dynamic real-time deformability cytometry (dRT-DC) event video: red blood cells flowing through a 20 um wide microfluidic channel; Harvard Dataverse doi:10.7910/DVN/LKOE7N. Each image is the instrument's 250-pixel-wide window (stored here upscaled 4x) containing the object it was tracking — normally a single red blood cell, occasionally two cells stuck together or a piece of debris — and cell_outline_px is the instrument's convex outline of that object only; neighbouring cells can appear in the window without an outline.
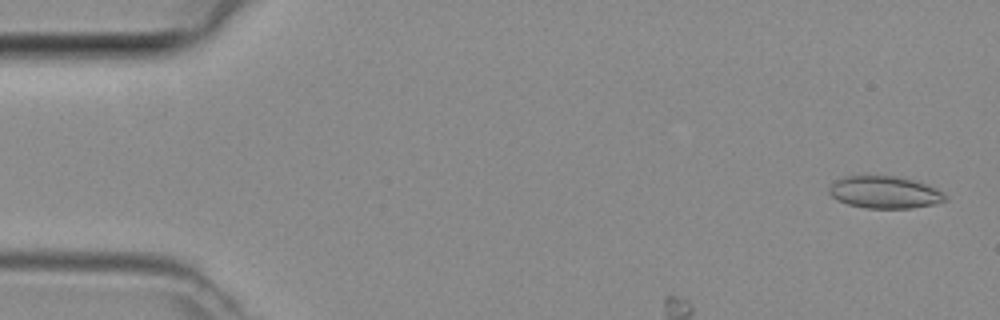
{"species": "common noctule bat (a hibernating species)", "species_latin": "Nyctalus noctula", "temperature_condition": "room temperature", "stored_images_in_passage": 4, "camera_frame_rate_fps": 3000, "um_per_image_px": 0.085, "animal": {"sex": "female", "body_mass_g": 29.2, "forearm_length_mm": 56.3}, "frame": {"image": 1, "passage_image": 1, "time_ms": 0.0, "image_size_px": [1000, 320], "cell_outline_px": [[948, 200], [936, 204], [912, 208], [864, 208], [848, 204], [836, 200], [828, 192], [828, 188], [836, 180], [848, 176], [896, 176], [912, 180], [936, 188], [944, 192], [948, 196]], "centroid_in_image_um": [75.22, 16.36], "position_along_channel_um": 9.8, "area_um2": 21.85}}
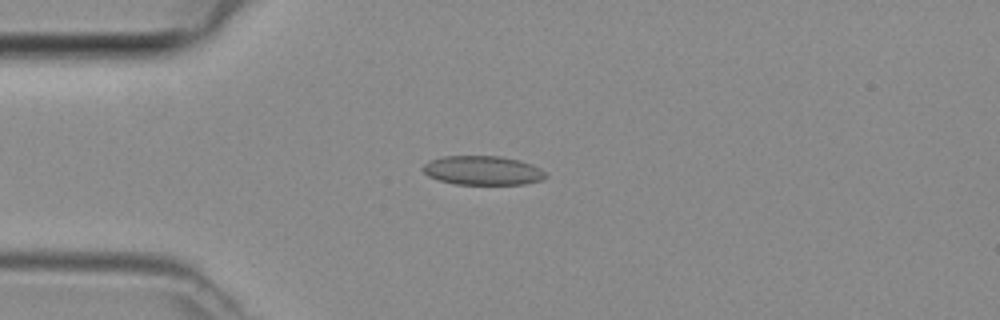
{"frame": {"image": 2, "passage_image": 4, "time_ms": 1.0, "image_size_px": [1000, 320], "cell_outline_px": [[548, 176], [540, 180], [524, 184], [456, 184], [440, 180], [428, 176], [420, 168], [428, 160], [444, 156], [500, 156], [520, 160], [532, 164], [540, 168]], "centroid_in_image_um": [41.01, 14.48], "position_along_channel_um": 44.0, "area_um2": 20.87}}